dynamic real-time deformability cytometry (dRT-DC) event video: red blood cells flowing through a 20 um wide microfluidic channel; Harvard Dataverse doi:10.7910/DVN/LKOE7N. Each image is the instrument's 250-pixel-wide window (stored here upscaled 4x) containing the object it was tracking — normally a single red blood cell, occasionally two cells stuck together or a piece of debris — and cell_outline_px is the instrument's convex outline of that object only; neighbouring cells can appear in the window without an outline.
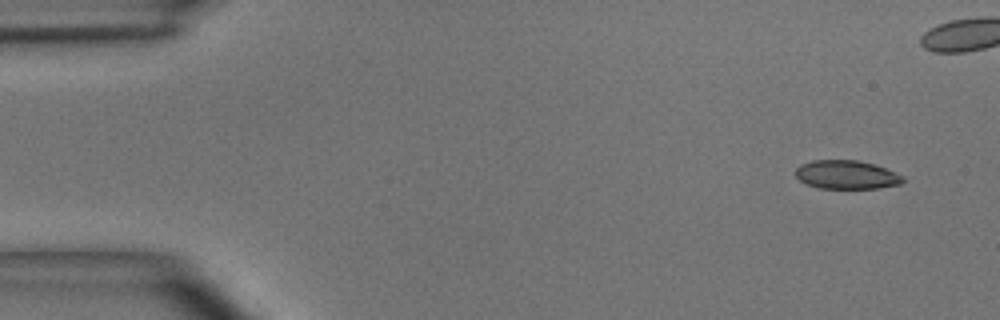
{"species": "common noctule bat (a hibernating species)", "species_latin": "Nyctalus noctula", "temperature_condition": "room temperature", "stored_images_in_passage": 5, "camera_frame_rate_fps": 3000, "um_per_image_px": 0.085, "animal": {"sex": "male", "body_mass_g": 15.6}, "frame": {"image": 1, "passage_image": 1, "time_ms": 0.0, "image_size_px": [1000, 320], "cell_outline_px": [[904, 180], [900, 184], [880, 188], [820, 188], [808, 184], [800, 180], [796, 176], [796, 168], [800, 164], [812, 160], [856, 160], [876, 164], [904, 176]], "centroid_in_image_um": [71.97, 14.84], "position_along_channel_um": 13.0, "area_um2": 17.92}}
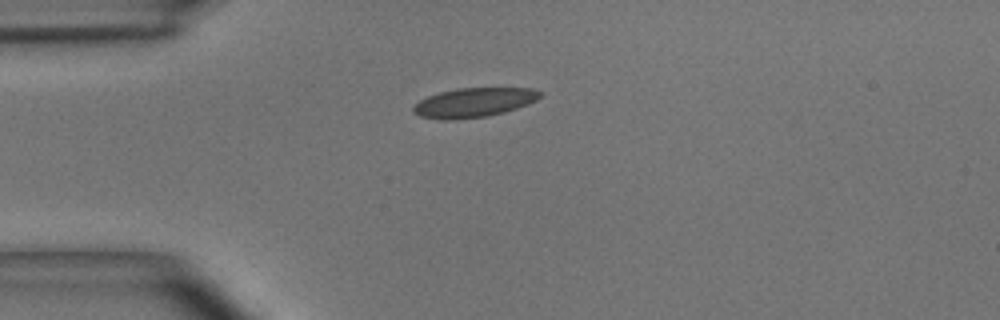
{"frame": {"image": 2, "passage_image": 5, "time_ms": 1.333, "image_size_px": [1000, 320], "cell_outline_px": [[544, 92], [536, 100], [528, 104], [504, 112], [488, 116], [452, 120], [444, 120], [420, 116], [412, 112], [412, 108], [420, 100], [428, 96], [440, 92], [456, 88], [532, 88]], "centroid_in_image_um": [40.28, 8.71], "position_along_channel_um": 44.7, "area_um2": 21.68}}